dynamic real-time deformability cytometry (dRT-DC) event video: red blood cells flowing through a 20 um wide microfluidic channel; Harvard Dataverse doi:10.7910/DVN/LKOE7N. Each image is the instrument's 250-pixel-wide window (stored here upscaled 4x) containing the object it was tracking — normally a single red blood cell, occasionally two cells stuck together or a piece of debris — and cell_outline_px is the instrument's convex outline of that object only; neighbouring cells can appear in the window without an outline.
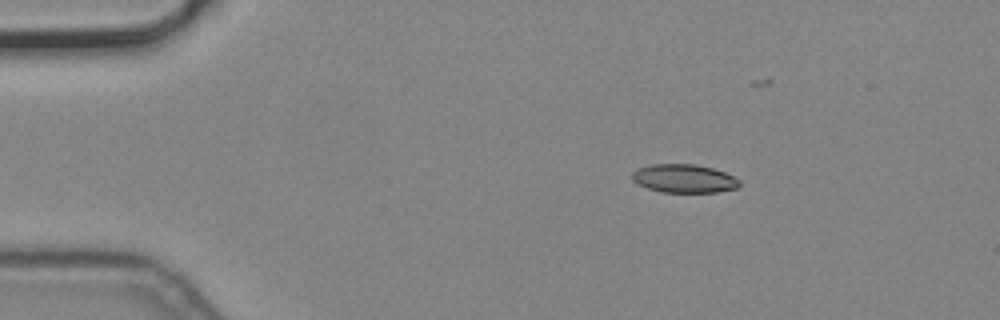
{"species": "common noctule bat (a hibernating species)", "species_latin": "Nyctalus noctula", "temperature_condition": "cold", "stored_images_in_passage": 4, "camera_frame_rate_fps": 3000, "um_per_image_px": 0.085, "animal": {"sex": "male", "body_mass_g": 19.2, "forearm_length_mm": 51.8}, "frame": {"image": 1, "passage_image": 1, "time_ms": 0.0, "image_size_px": [1000, 320], "cell_outline_px": [[740, 184], [736, 188], [716, 192], [664, 192], [648, 188], [636, 184], [632, 180], [632, 172], [636, 168], [652, 164], [696, 164], [712, 168], [724, 172], [740, 180]], "centroid_in_image_um": [58.1, 15.17], "position_along_channel_um": 26.9, "area_um2": 17.8}}